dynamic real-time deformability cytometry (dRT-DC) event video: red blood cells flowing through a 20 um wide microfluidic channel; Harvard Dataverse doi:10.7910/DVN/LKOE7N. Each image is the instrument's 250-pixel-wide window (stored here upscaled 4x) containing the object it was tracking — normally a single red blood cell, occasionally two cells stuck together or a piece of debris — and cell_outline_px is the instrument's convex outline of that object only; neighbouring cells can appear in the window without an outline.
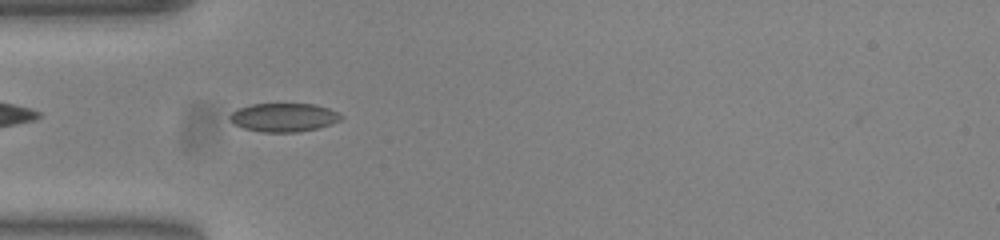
{"species": "common noctule bat (a hibernating species)", "species_latin": "Nyctalus noctula", "temperature_condition": "warm", "stored_images_in_passage": 40, "camera_frame_rate_fps": 3000, "um_per_image_px": 0.085, "animal": {"sex": "female", "body_mass_g": 23.0, "forearm_length_mm": 53.4}, "frame": {"image": 1, "passage_image": 3, "time_ms": 0.667, "image_size_px": [1000, 240], "cell_outline_px": [[344, 116], [340, 120], [332, 124], [316, 128], [296, 132], [260, 132], [244, 128], [228, 120], [228, 116], [236, 108], [252, 104], [316, 104], [328, 108]], "centroid_in_image_um": [24.09, 9.97], "position_along_channel_um": 60.9, "area_um2": 18.55}}
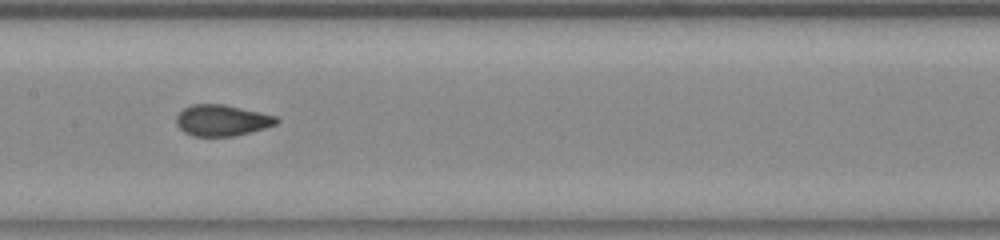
{"frame": {"image": 2, "passage_image": 13, "time_ms": 4.0, "image_size_px": [1000, 240], "cell_outline_px": [[280, 120], [276, 124], [264, 128], [232, 136], [192, 136], [184, 132], [176, 124], [176, 116], [184, 108], [192, 104], [224, 104], [260, 112], [276, 116]], "centroid_in_image_um": [18.85, 10.22], "position_along_channel_um": 188.6, "area_um2": 18.09}}
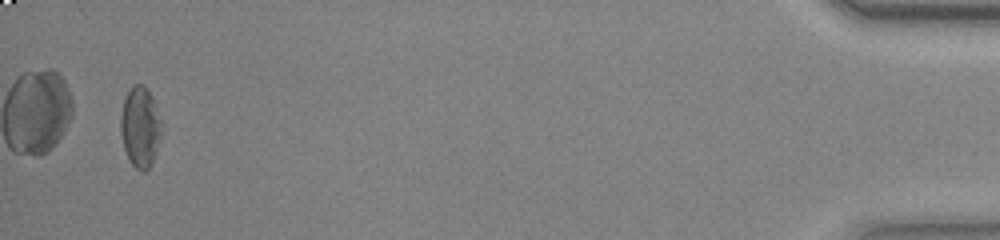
{"frame": {"image": 3, "passage_image": 38, "time_ms": 12.333, "image_size_px": [1000, 240], "cell_outline_px": [[160, 140], [152, 164], [144, 172], [140, 172], [128, 160], [124, 148], [120, 132], [120, 116], [124, 100], [132, 84], [144, 84], [148, 88], [156, 108]], "centroid_in_image_um": [11.87, 10.82], "position_along_channel_um": 423.3, "area_um2": 18.9}, "authors_computed_cell_mechanics": {"area_um2": 18.4382, "velocity_mm_per_s": 3.8646, "shape_relaxation_time_tau1_ms": 9.9168, "shape_relaxation_time_tau2_ms": 0.8267, "deformation_change_tau1": 0.2054, "deformation_change_tau2": 0.0611}}